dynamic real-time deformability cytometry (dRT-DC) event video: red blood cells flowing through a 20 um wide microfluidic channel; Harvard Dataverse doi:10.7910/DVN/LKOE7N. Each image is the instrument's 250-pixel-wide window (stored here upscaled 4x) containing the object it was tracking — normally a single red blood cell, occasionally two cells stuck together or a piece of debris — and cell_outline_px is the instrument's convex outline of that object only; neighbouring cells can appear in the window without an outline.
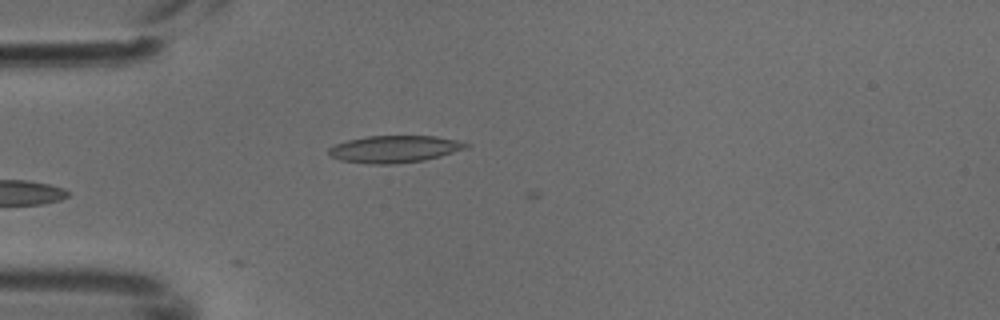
{"species": "common noctule bat (a hibernating species)", "species_latin": "Nyctalus noctula", "temperature_condition": "cold", "stored_images_in_passage": 3, "camera_frame_rate_fps": 3000, "um_per_image_px": 0.085, "animal": {"sex": "male", "body_mass_g": 18.8}, "frame": {"image": 1, "passage_image": 3, "time_ms": 0.667, "image_size_px": [1000, 320], "cell_outline_px": [[472, 144], [468, 148], [440, 156], [424, 160], [392, 164], [368, 164], [340, 160], [328, 156], [328, 148], [336, 144], [348, 140], [364, 136], [436, 136], [456, 140]], "centroid_in_image_um": [33.52, 12.67], "position_along_channel_um": 51.5, "area_um2": 21.79}}